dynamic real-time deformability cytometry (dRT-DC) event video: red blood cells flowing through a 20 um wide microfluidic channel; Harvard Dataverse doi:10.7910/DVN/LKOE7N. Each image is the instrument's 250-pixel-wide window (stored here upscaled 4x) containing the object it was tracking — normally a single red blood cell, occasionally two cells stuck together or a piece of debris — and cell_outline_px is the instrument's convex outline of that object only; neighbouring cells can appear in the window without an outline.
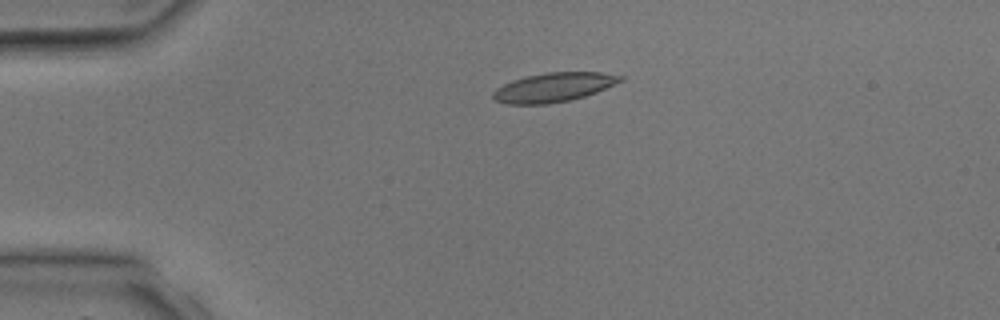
{"species": "common noctule bat (a hibernating species)", "species_latin": "Nyctalus noctula", "temperature_condition": "room temperature", "stored_images_in_passage": 5, "camera_frame_rate_fps": 3000, "um_per_image_px": 0.085, "animal": {"sex": "male", "body_mass_g": 17.9, "forearm_length_mm": 54.2}, "frame": {"image": 1, "passage_image": 5, "time_ms": 5.333, "image_size_px": [1000, 320], "cell_outline_px": [[624, 80], [596, 92], [584, 96], [568, 100], [548, 104], [508, 104], [492, 100], [492, 92], [496, 88], [512, 80], [528, 76], [548, 72], [604, 72], [624, 76]], "centroid_in_image_um": [47.05, 7.42], "position_along_channel_um": 38.0, "area_um2": 21.62}}